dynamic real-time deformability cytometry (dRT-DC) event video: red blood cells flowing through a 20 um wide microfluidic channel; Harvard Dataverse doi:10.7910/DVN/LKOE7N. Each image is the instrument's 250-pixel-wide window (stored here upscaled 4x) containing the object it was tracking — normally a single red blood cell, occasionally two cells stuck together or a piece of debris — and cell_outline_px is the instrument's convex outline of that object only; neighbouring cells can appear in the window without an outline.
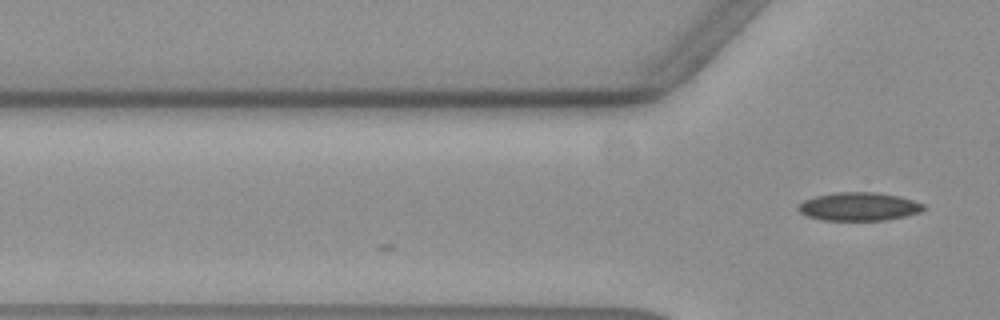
{"species": "common noctule bat (a hibernating species)", "species_latin": "Nyctalus noctula", "temperature_condition": "warm", "stored_images_in_passage": 2, "camera_frame_rate_fps": 3000, "um_per_image_px": 0.085, "animal": {"sex": "female", "body_mass_g": 19.3, "forearm_length_mm": 54.1}, "frame": {"image": 1, "passage_image": 2, "time_ms": 0.333, "image_size_px": [1000, 320], "cell_outline_px": [[924, 208], [920, 212], [904, 216], [884, 220], [824, 220], [808, 216], [800, 212], [796, 208], [804, 200], [816, 196], [836, 192], [876, 192], [896, 196], [912, 200], [924, 204]], "centroid_in_image_um": [72.98, 17.55], "position_along_channel_um": 52.8, "area_um2": 20.4}}